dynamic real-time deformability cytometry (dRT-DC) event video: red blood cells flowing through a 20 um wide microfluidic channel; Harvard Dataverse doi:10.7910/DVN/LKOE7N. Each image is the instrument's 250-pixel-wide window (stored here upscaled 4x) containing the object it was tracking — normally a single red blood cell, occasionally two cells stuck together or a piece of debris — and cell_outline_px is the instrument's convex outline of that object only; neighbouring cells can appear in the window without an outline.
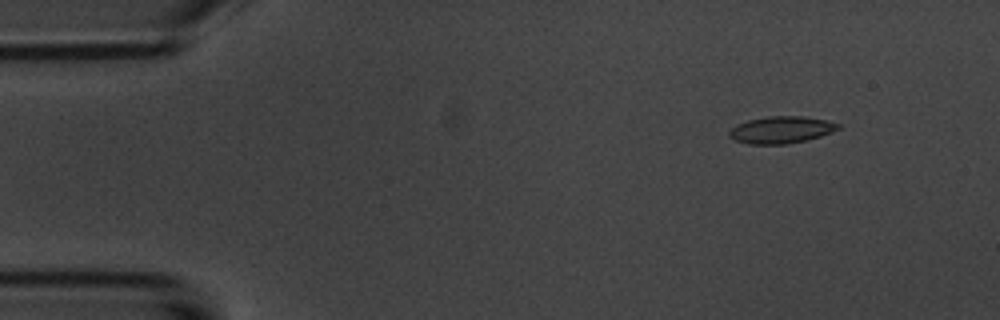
{"species": "common noctule bat (a hibernating species)", "species_latin": "Nyctalus noctula", "temperature_condition": "room temperature", "stored_images_in_passage": 10, "camera_frame_rate_fps": 3000, "um_per_image_px": 0.085, "animal": {"sex": "male", "body_mass_g": 20.1, "forearm_length_mm": 53.5}, "frame": {"image": 1, "passage_image": 2, "time_ms": 1.0, "image_size_px": [1000, 320], "cell_outline_px": [[840, 128], [832, 132], [808, 140], [788, 144], [748, 144], [736, 140], [728, 136], [728, 132], [736, 124], [748, 120], [768, 116], [804, 116], [828, 120], [840, 124]], "centroid_in_image_um": [66.41, 11.03], "position_along_channel_um": 18.6, "area_um2": 17.28}}
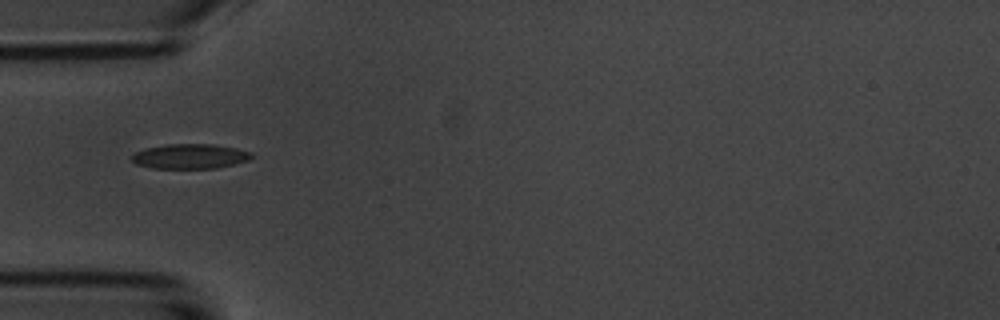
{"frame": {"image": 2, "passage_image": 5, "time_ms": 4.667, "image_size_px": [1000, 320], "cell_outline_px": [[256, 156], [248, 160], [216, 168], [152, 168], [136, 164], [132, 160], [132, 156], [136, 152], [144, 148], [168, 144], [216, 144], [236, 148], [252, 152]], "centroid_in_image_um": [16.18, 13.28], "position_along_channel_um": 68.8, "area_um2": 17.34}}
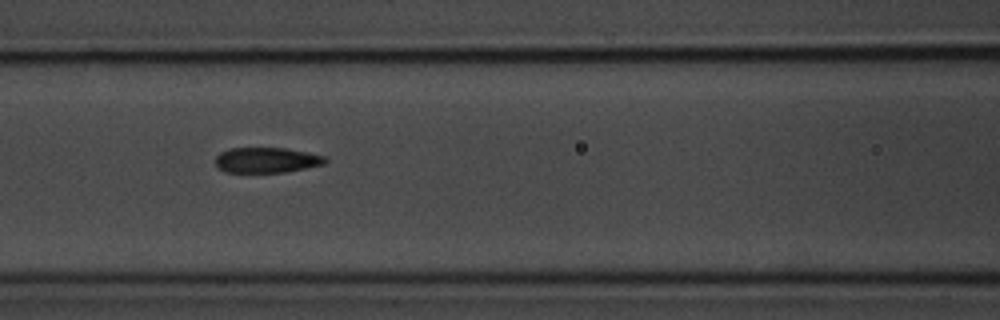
{"frame": {"image": 3, "passage_image": 7, "time_ms": 6.667, "image_size_px": [1000, 320], "cell_outline_px": [[328, 160], [324, 164], [284, 172], [224, 172], [216, 168], [216, 156], [220, 152], [228, 148], [284, 148], [308, 152], [324, 156]], "centroid_in_image_um": [22.62, 13.6], "position_along_channel_um": 144.0, "area_um2": 16.24}}